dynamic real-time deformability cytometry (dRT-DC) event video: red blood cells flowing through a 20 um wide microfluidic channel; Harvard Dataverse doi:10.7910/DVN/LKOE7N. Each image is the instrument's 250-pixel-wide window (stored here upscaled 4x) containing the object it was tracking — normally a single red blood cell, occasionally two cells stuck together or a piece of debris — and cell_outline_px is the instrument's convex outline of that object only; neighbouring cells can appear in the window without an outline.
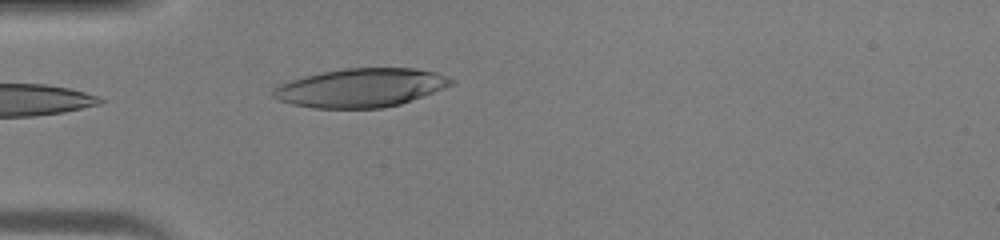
{"species": "human", "species_latin": "Homo sapiens", "temperature_condition": "warm", "stored_images_in_passage": 5, "camera_frame_rate_fps": 3000, "um_per_image_px": 0.085, "donor": {"sex": "male"}, "frame": {"image": 1, "passage_image": 1, "time_ms": 0.0, "image_size_px": [1000, 240], "cell_outline_px": [[456, 80], [452, 84], [444, 88], [400, 104], [384, 108], [312, 108], [292, 104], [276, 100], [272, 96], [272, 88], [280, 84], [304, 76], [344, 68], [416, 68], [436, 72]], "centroid_in_image_um": [30.65, 7.46], "position_along_channel_um": 54.4, "area_um2": 40.11}}
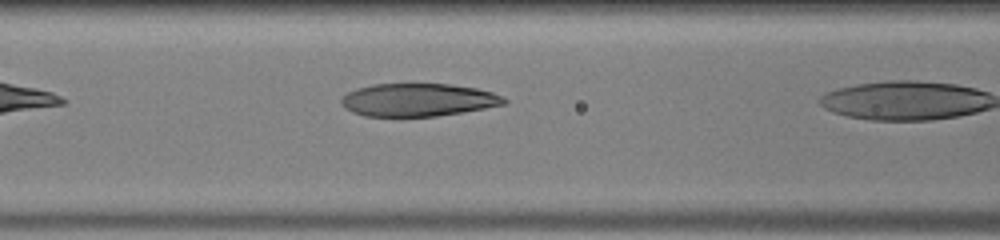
{"frame": {"image": 2, "passage_image": 4, "time_ms": 1.0, "image_size_px": [1000, 240], "cell_outline_px": [[508, 104], [464, 112], [436, 116], [364, 116], [352, 112], [344, 108], [340, 104], [340, 100], [348, 92], [356, 88], [372, 84], [448, 84], [476, 88], [492, 92], [504, 96], [508, 100]], "centroid_in_image_um": [35.56, 8.49], "position_along_channel_um": 131.0, "area_um2": 31.44}}